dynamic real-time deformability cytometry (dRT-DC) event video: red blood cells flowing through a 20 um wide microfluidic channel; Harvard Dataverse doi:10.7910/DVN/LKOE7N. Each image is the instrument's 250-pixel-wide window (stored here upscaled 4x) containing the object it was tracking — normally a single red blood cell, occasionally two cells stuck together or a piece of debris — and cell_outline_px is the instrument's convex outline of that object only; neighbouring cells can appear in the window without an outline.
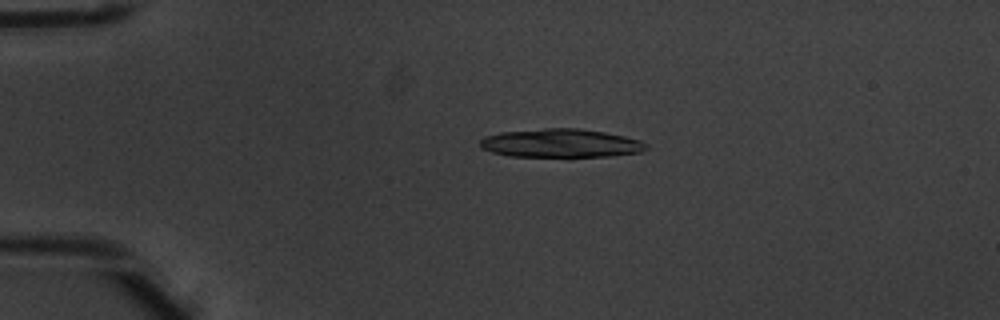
{"species": "common noctule bat (a hibernating species)", "species_latin": "Nyctalus noctula", "temperature_condition": "warm", "stored_images_in_passage": 5, "camera_frame_rate_fps": 3000, "um_per_image_px": 0.085, "animal": {"sex": "male", "body_mass_g": 20.1, "forearm_length_mm": 53.5}, "frame": {"image": 1, "passage_image": 4, "time_ms": 1.0, "image_size_px": [1000, 320], "cell_outline_px": [[648, 148], [640, 152], [608, 156], [508, 156], [492, 152], [480, 148], [480, 140], [484, 136], [500, 132], [544, 128], [576, 128], [604, 132], [624, 136], [640, 140], [648, 144]], "centroid_in_image_um": [47.64, 12.16], "position_along_channel_um": 37.4, "area_um2": 27.57}}